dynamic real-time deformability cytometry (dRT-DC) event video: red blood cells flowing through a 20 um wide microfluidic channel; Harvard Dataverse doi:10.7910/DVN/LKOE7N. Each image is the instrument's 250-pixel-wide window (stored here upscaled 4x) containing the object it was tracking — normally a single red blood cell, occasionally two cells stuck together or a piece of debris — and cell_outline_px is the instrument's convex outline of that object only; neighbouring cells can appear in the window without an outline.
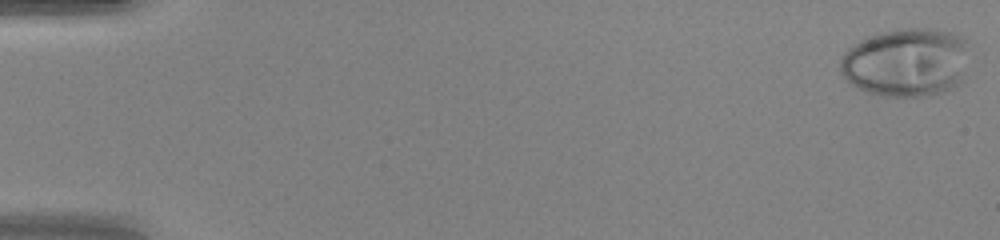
{"species": "human", "species_latin": "Homo sapiens", "temperature_condition": "warm", "stored_images_in_passage": 49, "camera_frame_rate_fps": 3000, "um_per_image_px": 0.085, "donor": {"sex": "female"}, "frame": {"image": 1, "passage_image": 1, "time_ms": 0.0, "image_size_px": [1000, 240], "cell_outline_px": [[964, 40], [960, 84], [952, 88], [940, 92], [920, 96], [884, 96], [868, 92], [852, 84], [840, 72], [840, 60], [844, 52], [848, 48], [864, 36], [880, 32], [900, 28], [936, 28], [952, 32], [964, 36]], "centroid_in_image_um": [76.93, 5.27], "position_along_channel_um": 8.1, "area_um2": 51.04}}
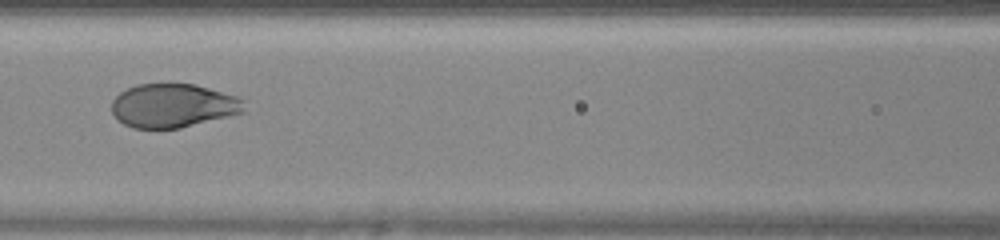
{"frame": {"image": 2, "passage_image": 23, "time_ms": 7.333, "image_size_px": [1000, 240], "cell_outline_px": [[244, 112], [180, 128], [132, 128], [124, 124], [112, 112], [112, 100], [120, 92], [136, 84], [196, 84], [240, 96], [244, 100]], "centroid_in_image_um": [14.74, 8.96], "position_along_channel_um": 151.9, "area_um2": 33.81}}
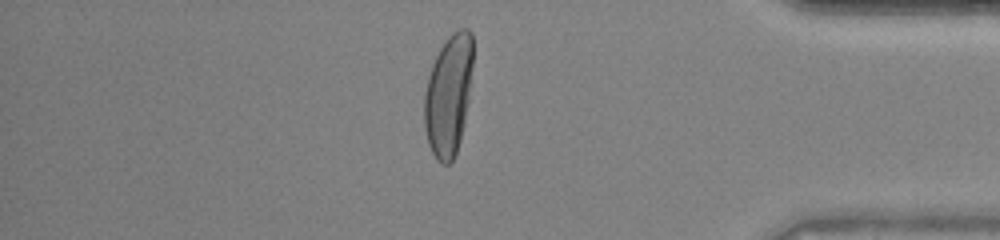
{"frame": {"image": 3, "passage_image": 42, "time_ms": 13.667, "image_size_px": [1000, 240], "cell_outline_px": [[472, 64], [468, 100], [460, 140], [456, 152], [452, 160], [448, 164], [444, 164], [436, 160], [428, 144], [424, 124], [424, 92], [428, 76], [432, 64], [440, 48], [448, 36], [452, 32], [460, 28], [468, 28], [472, 32]], "centroid_in_image_um": [38.1, 8.06], "position_along_channel_um": 397.1, "area_um2": 34.16}, "authors_computed_cell_mechanics": {"area_um2": 36.5874, "velocity_mm_per_s": 4.2859, "shape_relaxation_time_tau1_ms": 3.3506, "shape_relaxation_time_tau2_ms": null, "deformation_change_tau1": 0.266, "deformation_change_tau2": null}}